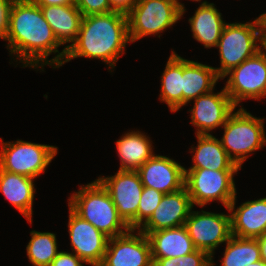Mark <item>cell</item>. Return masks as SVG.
I'll list each match as a JSON object with an SVG mask.
<instances>
[{"label":"cell","instance_id":"obj_1","mask_svg":"<svg viewBox=\"0 0 266 266\" xmlns=\"http://www.w3.org/2000/svg\"><path fill=\"white\" fill-rule=\"evenodd\" d=\"M7 49L16 54V57L23 62V67H43L53 65L59 68L64 64L67 50L64 48L59 53L61 45L55 37L52 28L45 20L38 5L32 0H14L9 11ZM52 52L58 54L50 60L48 56ZM41 65H38L40 64Z\"/></svg>","mask_w":266,"mask_h":266},{"label":"cell","instance_id":"obj_2","mask_svg":"<svg viewBox=\"0 0 266 266\" xmlns=\"http://www.w3.org/2000/svg\"><path fill=\"white\" fill-rule=\"evenodd\" d=\"M128 42L131 41L127 15L112 11L84 16L76 41L64 47L67 50L64 63L77 57H87L102 59L109 68H114Z\"/></svg>","mask_w":266,"mask_h":266},{"label":"cell","instance_id":"obj_3","mask_svg":"<svg viewBox=\"0 0 266 266\" xmlns=\"http://www.w3.org/2000/svg\"><path fill=\"white\" fill-rule=\"evenodd\" d=\"M69 198L68 206L107 237L120 236L130 230L119 216L109 192L98 179L81 186Z\"/></svg>","mask_w":266,"mask_h":266},{"label":"cell","instance_id":"obj_4","mask_svg":"<svg viewBox=\"0 0 266 266\" xmlns=\"http://www.w3.org/2000/svg\"><path fill=\"white\" fill-rule=\"evenodd\" d=\"M264 21L261 14L253 22L226 23L216 46L219 48L221 66L214 68L221 79L231 69L261 50L259 46L262 42ZM257 42H260V45Z\"/></svg>","mask_w":266,"mask_h":266},{"label":"cell","instance_id":"obj_5","mask_svg":"<svg viewBox=\"0 0 266 266\" xmlns=\"http://www.w3.org/2000/svg\"><path fill=\"white\" fill-rule=\"evenodd\" d=\"M222 127V147L240 168L249 153L266 145L264 119L254 117L242 107L237 112H232Z\"/></svg>","mask_w":266,"mask_h":266},{"label":"cell","instance_id":"obj_6","mask_svg":"<svg viewBox=\"0 0 266 266\" xmlns=\"http://www.w3.org/2000/svg\"><path fill=\"white\" fill-rule=\"evenodd\" d=\"M185 10L178 0H138L127 14L130 41L163 32L180 20Z\"/></svg>","mask_w":266,"mask_h":266},{"label":"cell","instance_id":"obj_7","mask_svg":"<svg viewBox=\"0 0 266 266\" xmlns=\"http://www.w3.org/2000/svg\"><path fill=\"white\" fill-rule=\"evenodd\" d=\"M238 170H211L185 168V187L192 204L203 207L207 203L219 200L228 208L236 197L234 174Z\"/></svg>","mask_w":266,"mask_h":266},{"label":"cell","instance_id":"obj_8","mask_svg":"<svg viewBox=\"0 0 266 266\" xmlns=\"http://www.w3.org/2000/svg\"><path fill=\"white\" fill-rule=\"evenodd\" d=\"M0 169L35 179L57 154V147L17 140L1 142Z\"/></svg>","mask_w":266,"mask_h":266},{"label":"cell","instance_id":"obj_9","mask_svg":"<svg viewBox=\"0 0 266 266\" xmlns=\"http://www.w3.org/2000/svg\"><path fill=\"white\" fill-rule=\"evenodd\" d=\"M228 75L224 88L236 107L242 100L266 97V53L262 49L223 78Z\"/></svg>","mask_w":266,"mask_h":266},{"label":"cell","instance_id":"obj_10","mask_svg":"<svg viewBox=\"0 0 266 266\" xmlns=\"http://www.w3.org/2000/svg\"><path fill=\"white\" fill-rule=\"evenodd\" d=\"M109 192L119 216L132 230L137 229V210L143 184L137 171L118 170L113 176L98 177Z\"/></svg>","mask_w":266,"mask_h":266},{"label":"cell","instance_id":"obj_11","mask_svg":"<svg viewBox=\"0 0 266 266\" xmlns=\"http://www.w3.org/2000/svg\"><path fill=\"white\" fill-rule=\"evenodd\" d=\"M184 226L195 248L208 253L212 258L214 249L232 236L230 214L191 210Z\"/></svg>","mask_w":266,"mask_h":266},{"label":"cell","instance_id":"obj_12","mask_svg":"<svg viewBox=\"0 0 266 266\" xmlns=\"http://www.w3.org/2000/svg\"><path fill=\"white\" fill-rule=\"evenodd\" d=\"M130 229L123 235L109 238L100 266H153L149 240L143 232ZM133 232V233H132Z\"/></svg>","mask_w":266,"mask_h":266},{"label":"cell","instance_id":"obj_13","mask_svg":"<svg viewBox=\"0 0 266 266\" xmlns=\"http://www.w3.org/2000/svg\"><path fill=\"white\" fill-rule=\"evenodd\" d=\"M68 228L73 253L84 263L100 266L107 250L109 237L77 215L70 207Z\"/></svg>","mask_w":266,"mask_h":266},{"label":"cell","instance_id":"obj_14","mask_svg":"<svg viewBox=\"0 0 266 266\" xmlns=\"http://www.w3.org/2000/svg\"><path fill=\"white\" fill-rule=\"evenodd\" d=\"M194 107L190 110V123L197 127L196 135H210V131L223 126L236 109L225 91L213 93V90L194 99Z\"/></svg>","mask_w":266,"mask_h":266},{"label":"cell","instance_id":"obj_15","mask_svg":"<svg viewBox=\"0 0 266 266\" xmlns=\"http://www.w3.org/2000/svg\"><path fill=\"white\" fill-rule=\"evenodd\" d=\"M193 207L186 187L164 194L158 207L139 231L147 235L161 229L184 226Z\"/></svg>","mask_w":266,"mask_h":266},{"label":"cell","instance_id":"obj_16","mask_svg":"<svg viewBox=\"0 0 266 266\" xmlns=\"http://www.w3.org/2000/svg\"><path fill=\"white\" fill-rule=\"evenodd\" d=\"M143 186L163 194L185 187V167L162 155H154L137 170Z\"/></svg>","mask_w":266,"mask_h":266},{"label":"cell","instance_id":"obj_17","mask_svg":"<svg viewBox=\"0 0 266 266\" xmlns=\"http://www.w3.org/2000/svg\"><path fill=\"white\" fill-rule=\"evenodd\" d=\"M236 197L228 206L231 233L240 238L257 239L266 233V197L247 201L235 208Z\"/></svg>","mask_w":266,"mask_h":266},{"label":"cell","instance_id":"obj_18","mask_svg":"<svg viewBox=\"0 0 266 266\" xmlns=\"http://www.w3.org/2000/svg\"><path fill=\"white\" fill-rule=\"evenodd\" d=\"M146 236L152 259L183 257L196 250L185 226L157 230Z\"/></svg>","mask_w":266,"mask_h":266},{"label":"cell","instance_id":"obj_19","mask_svg":"<svg viewBox=\"0 0 266 266\" xmlns=\"http://www.w3.org/2000/svg\"><path fill=\"white\" fill-rule=\"evenodd\" d=\"M33 178L0 169V192L32 223L35 186Z\"/></svg>","mask_w":266,"mask_h":266},{"label":"cell","instance_id":"obj_20","mask_svg":"<svg viewBox=\"0 0 266 266\" xmlns=\"http://www.w3.org/2000/svg\"><path fill=\"white\" fill-rule=\"evenodd\" d=\"M40 9L61 45L76 41L83 16L75 5L43 6Z\"/></svg>","mask_w":266,"mask_h":266},{"label":"cell","instance_id":"obj_21","mask_svg":"<svg viewBox=\"0 0 266 266\" xmlns=\"http://www.w3.org/2000/svg\"><path fill=\"white\" fill-rule=\"evenodd\" d=\"M213 3L204 1L189 18L193 37L205 48L216 47L226 23Z\"/></svg>","mask_w":266,"mask_h":266},{"label":"cell","instance_id":"obj_22","mask_svg":"<svg viewBox=\"0 0 266 266\" xmlns=\"http://www.w3.org/2000/svg\"><path fill=\"white\" fill-rule=\"evenodd\" d=\"M218 79L214 67L183 58V106L214 90Z\"/></svg>","mask_w":266,"mask_h":266},{"label":"cell","instance_id":"obj_23","mask_svg":"<svg viewBox=\"0 0 266 266\" xmlns=\"http://www.w3.org/2000/svg\"><path fill=\"white\" fill-rule=\"evenodd\" d=\"M116 145L121 162L119 170L137 171L154 156L151 140L139 131L124 134Z\"/></svg>","mask_w":266,"mask_h":266},{"label":"cell","instance_id":"obj_24","mask_svg":"<svg viewBox=\"0 0 266 266\" xmlns=\"http://www.w3.org/2000/svg\"><path fill=\"white\" fill-rule=\"evenodd\" d=\"M198 145L191 151L195 152L192 161L194 165L190 168L211 170H239L222 147L221 141L213 135H196Z\"/></svg>","mask_w":266,"mask_h":266},{"label":"cell","instance_id":"obj_25","mask_svg":"<svg viewBox=\"0 0 266 266\" xmlns=\"http://www.w3.org/2000/svg\"><path fill=\"white\" fill-rule=\"evenodd\" d=\"M183 58L172 51L161 77L160 100L167 103L171 112L183 106Z\"/></svg>","mask_w":266,"mask_h":266},{"label":"cell","instance_id":"obj_26","mask_svg":"<svg viewBox=\"0 0 266 266\" xmlns=\"http://www.w3.org/2000/svg\"><path fill=\"white\" fill-rule=\"evenodd\" d=\"M261 259V250L257 239L232 235L226 242L221 266H246Z\"/></svg>","mask_w":266,"mask_h":266},{"label":"cell","instance_id":"obj_27","mask_svg":"<svg viewBox=\"0 0 266 266\" xmlns=\"http://www.w3.org/2000/svg\"><path fill=\"white\" fill-rule=\"evenodd\" d=\"M30 235L31 240L26 247L29 261L34 266H49L59 253L56 235L35 230Z\"/></svg>","mask_w":266,"mask_h":266},{"label":"cell","instance_id":"obj_28","mask_svg":"<svg viewBox=\"0 0 266 266\" xmlns=\"http://www.w3.org/2000/svg\"><path fill=\"white\" fill-rule=\"evenodd\" d=\"M212 260L208 253L198 249L183 257L152 259L153 266H214Z\"/></svg>","mask_w":266,"mask_h":266},{"label":"cell","instance_id":"obj_29","mask_svg":"<svg viewBox=\"0 0 266 266\" xmlns=\"http://www.w3.org/2000/svg\"><path fill=\"white\" fill-rule=\"evenodd\" d=\"M164 194L144 186L137 210V229H139L158 207Z\"/></svg>","mask_w":266,"mask_h":266},{"label":"cell","instance_id":"obj_30","mask_svg":"<svg viewBox=\"0 0 266 266\" xmlns=\"http://www.w3.org/2000/svg\"><path fill=\"white\" fill-rule=\"evenodd\" d=\"M82 16L106 14L112 12L108 0H75L74 4Z\"/></svg>","mask_w":266,"mask_h":266},{"label":"cell","instance_id":"obj_31","mask_svg":"<svg viewBox=\"0 0 266 266\" xmlns=\"http://www.w3.org/2000/svg\"><path fill=\"white\" fill-rule=\"evenodd\" d=\"M84 261L74 253L60 251L49 266H83Z\"/></svg>","mask_w":266,"mask_h":266},{"label":"cell","instance_id":"obj_32","mask_svg":"<svg viewBox=\"0 0 266 266\" xmlns=\"http://www.w3.org/2000/svg\"><path fill=\"white\" fill-rule=\"evenodd\" d=\"M14 0H0V38L5 39L8 31L9 11Z\"/></svg>","mask_w":266,"mask_h":266},{"label":"cell","instance_id":"obj_33","mask_svg":"<svg viewBox=\"0 0 266 266\" xmlns=\"http://www.w3.org/2000/svg\"><path fill=\"white\" fill-rule=\"evenodd\" d=\"M108 1L113 11L127 15L138 0H108Z\"/></svg>","mask_w":266,"mask_h":266},{"label":"cell","instance_id":"obj_34","mask_svg":"<svg viewBox=\"0 0 266 266\" xmlns=\"http://www.w3.org/2000/svg\"><path fill=\"white\" fill-rule=\"evenodd\" d=\"M32 1L39 7L74 5L75 4V0H32Z\"/></svg>","mask_w":266,"mask_h":266},{"label":"cell","instance_id":"obj_35","mask_svg":"<svg viewBox=\"0 0 266 266\" xmlns=\"http://www.w3.org/2000/svg\"><path fill=\"white\" fill-rule=\"evenodd\" d=\"M257 241L260 245V250H261V258L263 261L266 262V233L263 235L259 236L257 238Z\"/></svg>","mask_w":266,"mask_h":266},{"label":"cell","instance_id":"obj_36","mask_svg":"<svg viewBox=\"0 0 266 266\" xmlns=\"http://www.w3.org/2000/svg\"><path fill=\"white\" fill-rule=\"evenodd\" d=\"M261 49H263L264 52L266 53V22L265 21H264L263 29H262Z\"/></svg>","mask_w":266,"mask_h":266},{"label":"cell","instance_id":"obj_37","mask_svg":"<svg viewBox=\"0 0 266 266\" xmlns=\"http://www.w3.org/2000/svg\"><path fill=\"white\" fill-rule=\"evenodd\" d=\"M246 266H266V262L261 259L255 263H251V264H248Z\"/></svg>","mask_w":266,"mask_h":266},{"label":"cell","instance_id":"obj_38","mask_svg":"<svg viewBox=\"0 0 266 266\" xmlns=\"http://www.w3.org/2000/svg\"><path fill=\"white\" fill-rule=\"evenodd\" d=\"M262 16L264 17V20L266 22V13H263Z\"/></svg>","mask_w":266,"mask_h":266}]
</instances>
